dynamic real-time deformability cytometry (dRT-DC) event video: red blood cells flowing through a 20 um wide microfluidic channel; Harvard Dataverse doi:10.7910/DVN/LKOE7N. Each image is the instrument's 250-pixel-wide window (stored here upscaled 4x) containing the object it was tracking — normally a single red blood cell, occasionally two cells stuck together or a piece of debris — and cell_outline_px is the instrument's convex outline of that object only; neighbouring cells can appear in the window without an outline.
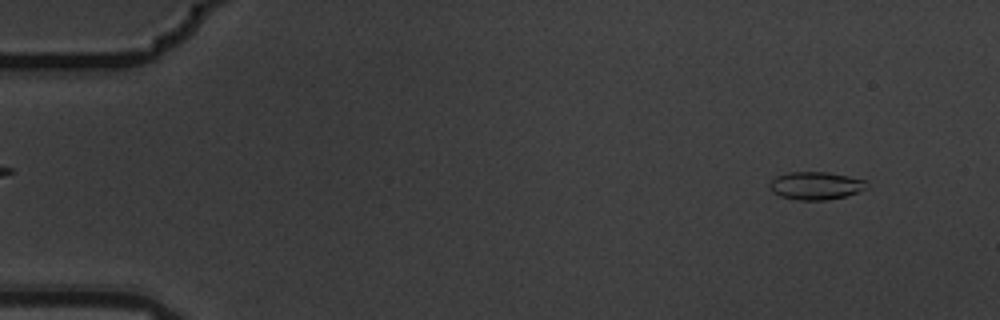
{"species": "common noctule bat (a hibernating species)", "species_latin": "Nyctalus noctula", "temperature_condition": "warm", "stored_images_in_passage": 5, "camera_frame_rate_fps": 3000, "um_per_image_px": 0.085, "animal": {"sex": "male", "body_mass_g": 19.5, "forearm_length_mm": 54.6}, "frame": {"image": 1, "passage_image": 1, "time_ms": 0.0, "image_size_px": [1000, 320], "cell_outline_px": [[868, 188], [844, 196], [828, 200], [800, 200], [780, 196], [772, 192], [768, 188], [768, 184], [776, 176], [788, 172], [828, 172], [868, 180]], "centroid_in_image_um": [69.33, 15.77], "position_along_channel_um": 15.7, "area_um2": 15.9}}